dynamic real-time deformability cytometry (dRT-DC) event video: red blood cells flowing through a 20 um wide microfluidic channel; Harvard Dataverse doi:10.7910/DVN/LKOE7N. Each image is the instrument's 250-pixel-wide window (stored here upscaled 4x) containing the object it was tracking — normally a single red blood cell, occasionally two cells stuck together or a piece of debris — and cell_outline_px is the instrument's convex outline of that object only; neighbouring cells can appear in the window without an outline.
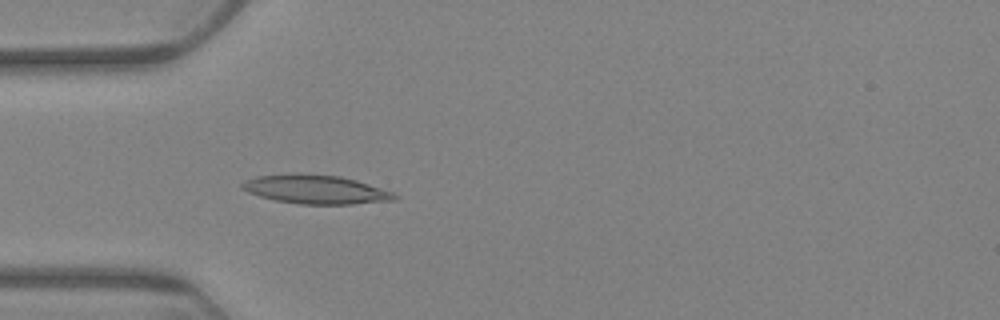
{"species": "Egyptian fruit bat (a non-hibernating species)", "species_latin": "Rousettus aegyptiacus", "temperature_condition": "warm", "stored_images_in_passage": 6, "camera_frame_rate_fps": 3000, "um_per_image_px": 0.085, "animal": {"sex": "female"}, "frame": {"image": 1, "passage_image": 6, "time_ms": 6.0, "image_size_px": [1000, 320], "cell_outline_px": [[400, 196], [396, 200], [352, 204], [300, 204], [276, 200], [260, 196], [248, 192], [240, 188], [240, 184], [244, 180], [256, 176], [340, 176], [356, 180], [396, 192]], "centroid_in_image_um": [26.93, 16.15], "position_along_channel_um": 58.1, "area_um2": 24.85}}